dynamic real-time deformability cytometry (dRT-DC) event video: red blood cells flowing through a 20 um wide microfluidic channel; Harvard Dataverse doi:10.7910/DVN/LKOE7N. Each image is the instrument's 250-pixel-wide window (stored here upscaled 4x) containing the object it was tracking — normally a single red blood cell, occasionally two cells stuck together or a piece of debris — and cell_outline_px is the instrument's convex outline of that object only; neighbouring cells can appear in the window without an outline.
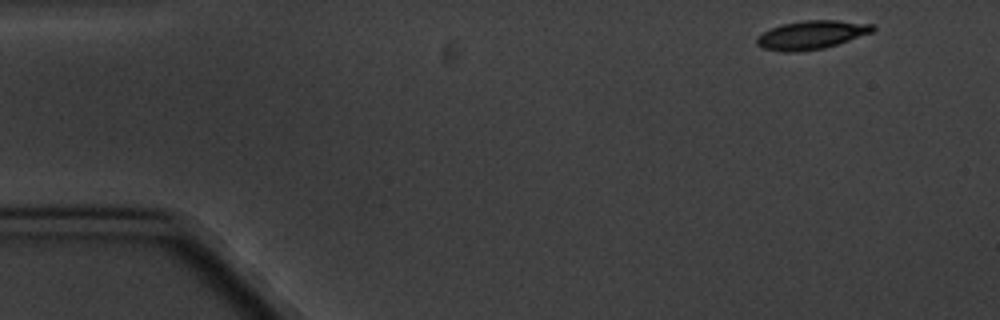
{"species": "common noctule bat (a hibernating species)", "species_latin": "Nyctalus noctula", "temperature_condition": "cold", "stored_images_in_passage": 5, "camera_frame_rate_fps": 3000, "um_per_image_px": 0.085, "animal": {"sex": "male", "body_mass_g": 20.1, "forearm_length_mm": 53.5}, "frame": {"image": 1, "passage_image": 1, "time_ms": 0.0, "image_size_px": [1000, 320], "cell_outline_px": [[876, 28], [872, 32], [824, 48], [792, 52], [788, 52], [764, 48], [756, 44], [756, 36], [772, 28], [784, 24], [804, 20], [836, 20], [876, 24]], "centroid_in_image_um": [68.99, 2.95], "position_along_channel_um": 16.0, "area_um2": 19.02}}
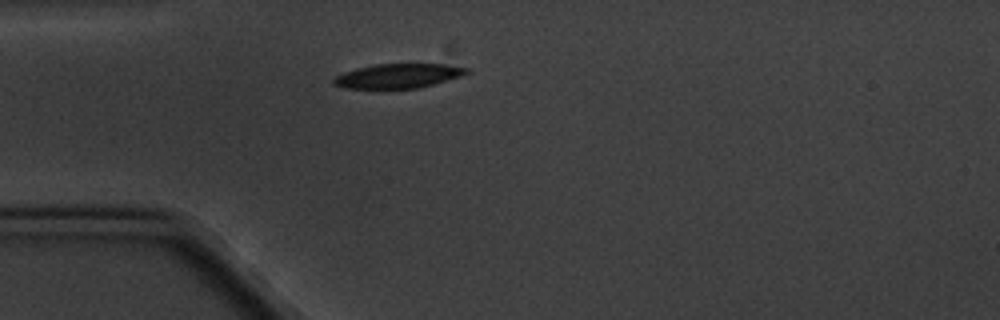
{"frame": {"image": 2, "passage_image": 4, "time_ms": 3.667, "image_size_px": [1000, 320], "cell_outline_px": [[472, 72], [460, 76], [420, 88], [344, 88], [332, 84], [332, 80], [336, 76], [344, 72], [356, 68], [376, 64], [444, 64], [472, 68]], "centroid_in_image_um": [33.87, 6.44], "position_along_channel_um": 51.1, "area_um2": 18.96}}